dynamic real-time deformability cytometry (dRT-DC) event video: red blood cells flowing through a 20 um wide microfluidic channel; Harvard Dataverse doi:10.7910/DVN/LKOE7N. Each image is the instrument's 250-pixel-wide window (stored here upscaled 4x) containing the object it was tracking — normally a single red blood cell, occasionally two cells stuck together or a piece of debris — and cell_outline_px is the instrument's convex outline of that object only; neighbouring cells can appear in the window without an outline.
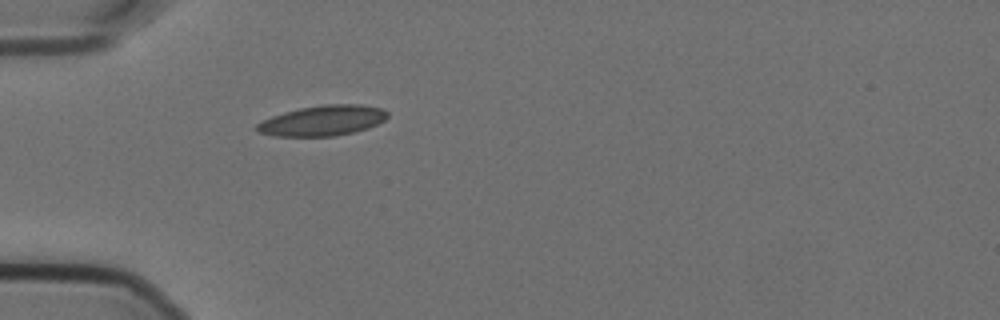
{"species": "Egyptian fruit bat (a non-hibernating species)", "species_latin": "Rousettus aegyptiacus", "temperature_condition": "cold", "stored_images_in_passage": 19, "camera_frame_rate_fps": 3000, "um_per_image_px": 0.085, "animal": {"sex": "female"}, "frame": {"image": 1, "passage_image": 1, "time_ms": 0.0, "image_size_px": [1000, 320], "cell_outline_px": [[388, 116], [384, 120], [368, 128], [352, 132], [332, 136], [276, 136], [256, 132], [252, 128], [256, 124], [272, 116], [284, 112], [300, 108], [324, 104], [360, 104], [380, 108], [388, 112]], "centroid_in_image_um": [27.38, 10.25], "position_along_channel_um": 57.6, "area_um2": 23.06}}
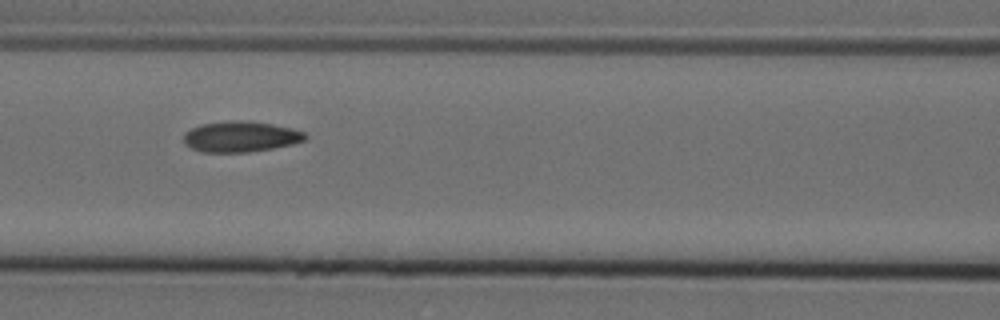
{"frame": {"image": 2, "passage_image": 9, "time_ms": 2.667, "image_size_px": [1000, 320], "cell_outline_px": [[308, 136], [304, 140], [292, 144], [272, 148], [248, 152], [200, 152], [184, 144], [184, 132], [200, 124], [232, 120], [248, 120], [272, 124], [292, 128], [304, 132]], "centroid_in_image_um": [20.43, 11.6], "position_along_channel_um": 146.2, "area_um2": 21.85}}
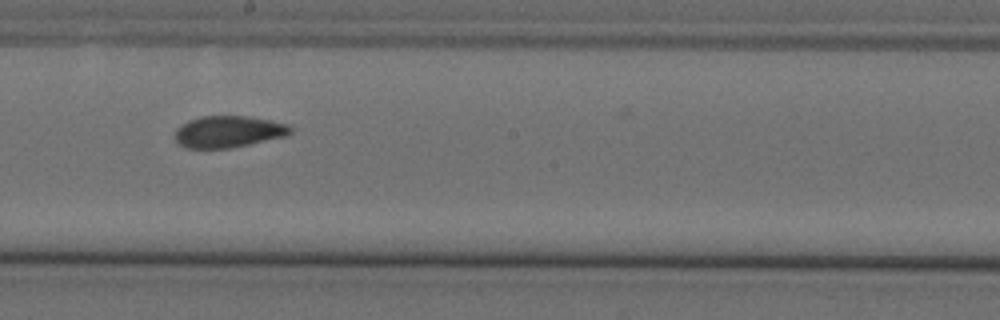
{"frame": {"image": 3, "passage_image": 16, "time_ms": 5.0, "image_size_px": [1000, 320], "cell_outline_px": [[292, 132], [288, 136], [228, 148], [188, 148], [180, 144], [176, 140], [176, 128], [180, 124], [188, 120], [200, 116], [248, 116], [272, 120], [288, 124], [292, 128]], "centroid_in_image_um": [19.44, 11.17], "position_along_channel_um": 228.8, "area_um2": 21.39}}